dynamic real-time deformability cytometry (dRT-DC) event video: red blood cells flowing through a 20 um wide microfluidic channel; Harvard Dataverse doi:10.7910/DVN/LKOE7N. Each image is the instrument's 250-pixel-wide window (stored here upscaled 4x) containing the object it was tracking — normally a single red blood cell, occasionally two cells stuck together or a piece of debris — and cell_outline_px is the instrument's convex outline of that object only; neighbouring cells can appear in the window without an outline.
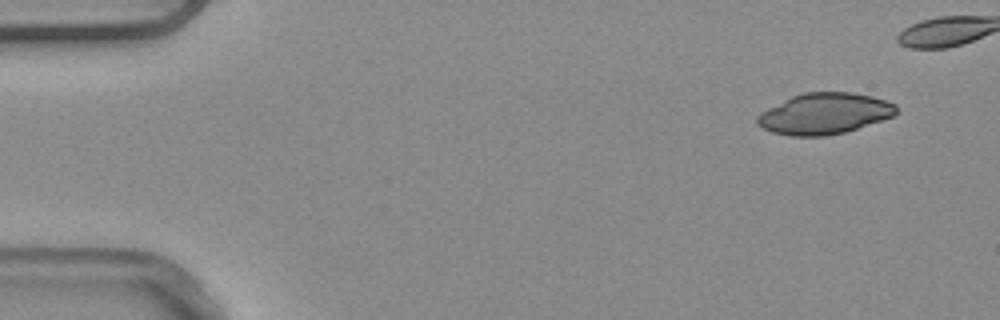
{"species": "common noctule bat (a hibernating species)", "species_latin": "Nyctalus noctula", "temperature_condition": "warm", "stored_images_in_passage": 5, "camera_frame_rate_fps": 3000, "um_per_image_px": 0.085, "animal": {"sex": "male", "body_mass_g": 20.4}, "frame": {"image": 1, "passage_image": 1, "time_ms": 0.0, "image_size_px": [1000, 320], "cell_outline_px": [[896, 116], [844, 132], [824, 136], [792, 136], [772, 132], [756, 124], [756, 116], [760, 112], [792, 96], [804, 92], [852, 92], [872, 96], [896, 104]], "centroid_in_image_um": [70.07, 9.66], "position_along_channel_um": 14.9, "area_um2": 33.23}}